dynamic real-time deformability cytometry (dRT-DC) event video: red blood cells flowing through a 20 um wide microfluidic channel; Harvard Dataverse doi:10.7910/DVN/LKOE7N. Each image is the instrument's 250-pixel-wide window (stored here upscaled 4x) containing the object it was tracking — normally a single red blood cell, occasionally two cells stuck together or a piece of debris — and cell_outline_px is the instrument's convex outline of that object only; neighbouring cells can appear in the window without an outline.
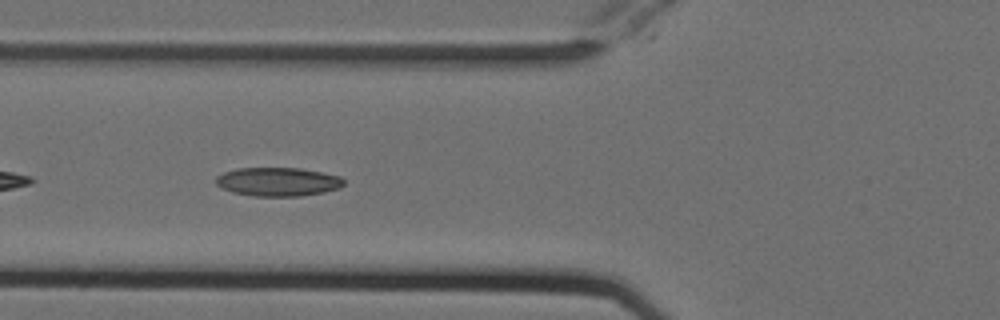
{"species": "Egyptian fruit bat (a non-hibernating species)", "species_latin": "Rousettus aegyptiacus", "temperature_condition": "cold", "stored_images_in_passage": 38, "camera_frame_rate_fps": 3000, "um_per_image_px": 0.085, "animal": {"sex": "female"}, "frame": {"image": 1, "passage_image": 5, "time_ms": 1.333, "image_size_px": [1000, 320], "cell_outline_px": [[344, 184], [340, 188], [324, 192], [300, 196], [256, 196], [232, 192], [216, 184], [216, 176], [224, 172], [236, 168], [300, 168], [340, 176], [344, 180]], "centroid_in_image_um": [23.63, 15.45], "position_along_channel_um": 102.2, "area_um2": 21.33}}
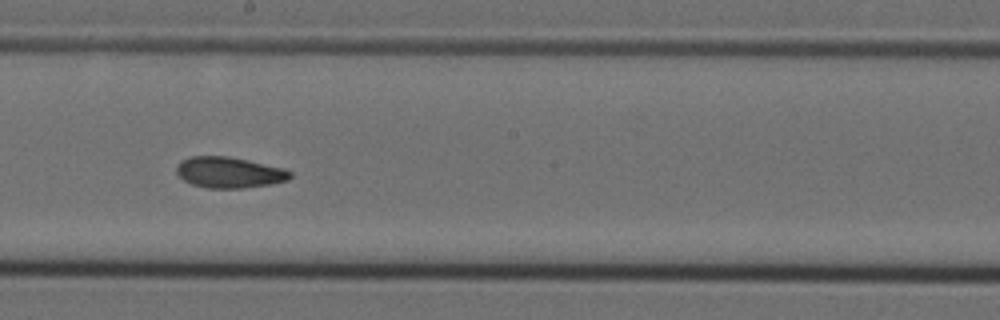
{"frame": {"image": 2, "passage_image": 15, "time_ms": 4.667, "image_size_px": [1000, 320], "cell_outline_px": [[292, 176], [288, 180], [272, 184], [240, 188], [208, 188], [192, 184], [184, 180], [176, 172], [176, 168], [180, 160], [192, 156], [228, 156], [248, 160], [284, 168], [292, 172]], "centroid_in_image_um": [19.49, 14.65], "position_along_channel_um": 228.7, "area_um2": 20.52}}
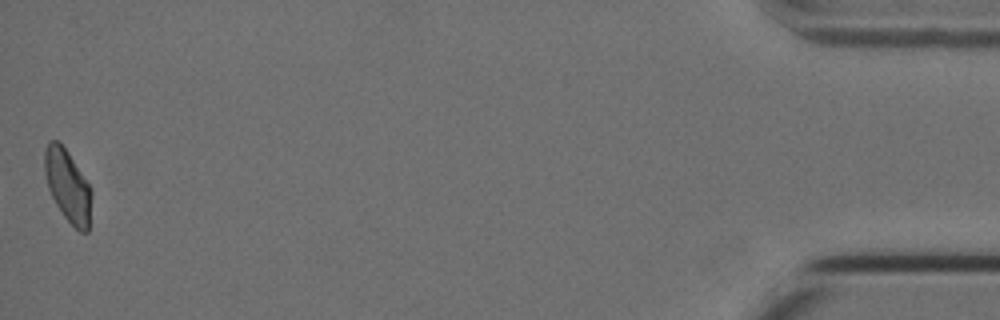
{"frame": {"image": 3, "passage_image": 38, "time_ms": 12.333, "image_size_px": [1000, 320], "cell_outline_px": [[92, 192], [88, 232], [80, 232], [64, 216], [56, 204], [48, 188], [44, 172], [44, 152], [48, 140], [56, 140], [68, 152], [92, 188]], "centroid_in_image_um": [5.76, 15.78], "position_along_channel_um": 429.4, "area_um2": 19.65}, "authors_computed_cell_mechanics": {"area_um2": 20.3456, "velocity_mm_per_s": 3.7807, "shape_relaxation_time_tau1_ms": null, "shape_relaxation_time_tau2_ms": 3.8032, "deformation_change_tau1": null, "deformation_change_tau2": 0.0845}}